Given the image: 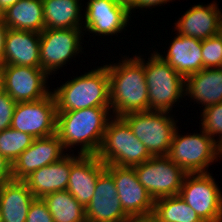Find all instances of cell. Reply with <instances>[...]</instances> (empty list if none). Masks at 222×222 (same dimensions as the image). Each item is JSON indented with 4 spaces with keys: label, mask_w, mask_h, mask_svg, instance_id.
I'll list each match as a JSON object with an SVG mask.
<instances>
[{
    "label": "cell",
    "mask_w": 222,
    "mask_h": 222,
    "mask_svg": "<svg viewBox=\"0 0 222 222\" xmlns=\"http://www.w3.org/2000/svg\"><path fill=\"white\" fill-rule=\"evenodd\" d=\"M34 139L33 136L11 127L0 131V155L13 164L19 155L32 145Z\"/></svg>",
    "instance_id": "cell-28"
},
{
    "label": "cell",
    "mask_w": 222,
    "mask_h": 222,
    "mask_svg": "<svg viewBox=\"0 0 222 222\" xmlns=\"http://www.w3.org/2000/svg\"><path fill=\"white\" fill-rule=\"evenodd\" d=\"M85 210L87 222H127L129 219L118 198L113 176L106 169L98 176L94 195Z\"/></svg>",
    "instance_id": "cell-15"
},
{
    "label": "cell",
    "mask_w": 222,
    "mask_h": 222,
    "mask_svg": "<svg viewBox=\"0 0 222 222\" xmlns=\"http://www.w3.org/2000/svg\"><path fill=\"white\" fill-rule=\"evenodd\" d=\"M2 90V74H1V67H0V91Z\"/></svg>",
    "instance_id": "cell-39"
},
{
    "label": "cell",
    "mask_w": 222,
    "mask_h": 222,
    "mask_svg": "<svg viewBox=\"0 0 222 222\" xmlns=\"http://www.w3.org/2000/svg\"><path fill=\"white\" fill-rule=\"evenodd\" d=\"M83 28L43 29L40 33V68L49 76L82 53ZM80 51V52H79ZM72 58V59H70Z\"/></svg>",
    "instance_id": "cell-10"
},
{
    "label": "cell",
    "mask_w": 222,
    "mask_h": 222,
    "mask_svg": "<svg viewBox=\"0 0 222 222\" xmlns=\"http://www.w3.org/2000/svg\"><path fill=\"white\" fill-rule=\"evenodd\" d=\"M204 108L222 102V67L203 68L185 78V97Z\"/></svg>",
    "instance_id": "cell-22"
},
{
    "label": "cell",
    "mask_w": 222,
    "mask_h": 222,
    "mask_svg": "<svg viewBox=\"0 0 222 222\" xmlns=\"http://www.w3.org/2000/svg\"><path fill=\"white\" fill-rule=\"evenodd\" d=\"M35 199L23 180H10L0 185L2 222H26L28 210Z\"/></svg>",
    "instance_id": "cell-23"
},
{
    "label": "cell",
    "mask_w": 222,
    "mask_h": 222,
    "mask_svg": "<svg viewBox=\"0 0 222 222\" xmlns=\"http://www.w3.org/2000/svg\"><path fill=\"white\" fill-rule=\"evenodd\" d=\"M222 67V35L202 40V69Z\"/></svg>",
    "instance_id": "cell-30"
},
{
    "label": "cell",
    "mask_w": 222,
    "mask_h": 222,
    "mask_svg": "<svg viewBox=\"0 0 222 222\" xmlns=\"http://www.w3.org/2000/svg\"><path fill=\"white\" fill-rule=\"evenodd\" d=\"M119 63L106 64L109 76L110 110L122 117L131 112L149 111L148 86L141 55L122 57Z\"/></svg>",
    "instance_id": "cell-1"
},
{
    "label": "cell",
    "mask_w": 222,
    "mask_h": 222,
    "mask_svg": "<svg viewBox=\"0 0 222 222\" xmlns=\"http://www.w3.org/2000/svg\"><path fill=\"white\" fill-rule=\"evenodd\" d=\"M42 199L54 222H87L85 207L67 190L47 194Z\"/></svg>",
    "instance_id": "cell-26"
},
{
    "label": "cell",
    "mask_w": 222,
    "mask_h": 222,
    "mask_svg": "<svg viewBox=\"0 0 222 222\" xmlns=\"http://www.w3.org/2000/svg\"><path fill=\"white\" fill-rule=\"evenodd\" d=\"M200 130V133L182 135L177 127L172 138L168 157L186 173H208L211 163L220 159V145Z\"/></svg>",
    "instance_id": "cell-6"
},
{
    "label": "cell",
    "mask_w": 222,
    "mask_h": 222,
    "mask_svg": "<svg viewBox=\"0 0 222 222\" xmlns=\"http://www.w3.org/2000/svg\"><path fill=\"white\" fill-rule=\"evenodd\" d=\"M220 157H222V145H220Z\"/></svg>",
    "instance_id": "cell-40"
},
{
    "label": "cell",
    "mask_w": 222,
    "mask_h": 222,
    "mask_svg": "<svg viewBox=\"0 0 222 222\" xmlns=\"http://www.w3.org/2000/svg\"><path fill=\"white\" fill-rule=\"evenodd\" d=\"M2 65L40 68V33L8 28Z\"/></svg>",
    "instance_id": "cell-20"
},
{
    "label": "cell",
    "mask_w": 222,
    "mask_h": 222,
    "mask_svg": "<svg viewBox=\"0 0 222 222\" xmlns=\"http://www.w3.org/2000/svg\"><path fill=\"white\" fill-rule=\"evenodd\" d=\"M105 167L97 155H82L71 166L66 190L85 208L91 202L98 176Z\"/></svg>",
    "instance_id": "cell-19"
},
{
    "label": "cell",
    "mask_w": 222,
    "mask_h": 222,
    "mask_svg": "<svg viewBox=\"0 0 222 222\" xmlns=\"http://www.w3.org/2000/svg\"><path fill=\"white\" fill-rule=\"evenodd\" d=\"M18 1L19 0H0V11L4 13L9 7Z\"/></svg>",
    "instance_id": "cell-38"
},
{
    "label": "cell",
    "mask_w": 222,
    "mask_h": 222,
    "mask_svg": "<svg viewBox=\"0 0 222 222\" xmlns=\"http://www.w3.org/2000/svg\"><path fill=\"white\" fill-rule=\"evenodd\" d=\"M110 112V107L57 111L56 134L62 141L64 149L72 151L71 147L78 145L81 147L79 154L97 155L107 124L112 118Z\"/></svg>",
    "instance_id": "cell-2"
},
{
    "label": "cell",
    "mask_w": 222,
    "mask_h": 222,
    "mask_svg": "<svg viewBox=\"0 0 222 222\" xmlns=\"http://www.w3.org/2000/svg\"><path fill=\"white\" fill-rule=\"evenodd\" d=\"M204 222H222V192L208 173H187L178 194Z\"/></svg>",
    "instance_id": "cell-8"
},
{
    "label": "cell",
    "mask_w": 222,
    "mask_h": 222,
    "mask_svg": "<svg viewBox=\"0 0 222 222\" xmlns=\"http://www.w3.org/2000/svg\"><path fill=\"white\" fill-rule=\"evenodd\" d=\"M57 108L53 93L41 100L16 103L11 128L34 138L56 134Z\"/></svg>",
    "instance_id": "cell-11"
},
{
    "label": "cell",
    "mask_w": 222,
    "mask_h": 222,
    "mask_svg": "<svg viewBox=\"0 0 222 222\" xmlns=\"http://www.w3.org/2000/svg\"><path fill=\"white\" fill-rule=\"evenodd\" d=\"M105 169L113 176L118 198L129 216L153 212L155 200L139 182L134 167L106 165Z\"/></svg>",
    "instance_id": "cell-14"
},
{
    "label": "cell",
    "mask_w": 222,
    "mask_h": 222,
    "mask_svg": "<svg viewBox=\"0 0 222 222\" xmlns=\"http://www.w3.org/2000/svg\"><path fill=\"white\" fill-rule=\"evenodd\" d=\"M138 180L154 200L179 194L186 172L168 156H153L134 167Z\"/></svg>",
    "instance_id": "cell-9"
},
{
    "label": "cell",
    "mask_w": 222,
    "mask_h": 222,
    "mask_svg": "<svg viewBox=\"0 0 222 222\" xmlns=\"http://www.w3.org/2000/svg\"><path fill=\"white\" fill-rule=\"evenodd\" d=\"M67 153L61 160L35 170L23 181L35 198L67 189L71 166L81 157Z\"/></svg>",
    "instance_id": "cell-18"
},
{
    "label": "cell",
    "mask_w": 222,
    "mask_h": 222,
    "mask_svg": "<svg viewBox=\"0 0 222 222\" xmlns=\"http://www.w3.org/2000/svg\"><path fill=\"white\" fill-rule=\"evenodd\" d=\"M0 67L2 90L17 103L38 101L51 93L46 85L49 75L41 68L16 65Z\"/></svg>",
    "instance_id": "cell-12"
},
{
    "label": "cell",
    "mask_w": 222,
    "mask_h": 222,
    "mask_svg": "<svg viewBox=\"0 0 222 222\" xmlns=\"http://www.w3.org/2000/svg\"><path fill=\"white\" fill-rule=\"evenodd\" d=\"M173 0H138L137 1V9L141 10L143 8H156V6H161L163 4H166L167 2H170ZM141 8V9H140Z\"/></svg>",
    "instance_id": "cell-36"
},
{
    "label": "cell",
    "mask_w": 222,
    "mask_h": 222,
    "mask_svg": "<svg viewBox=\"0 0 222 222\" xmlns=\"http://www.w3.org/2000/svg\"><path fill=\"white\" fill-rule=\"evenodd\" d=\"M175 36L165 56L156 53L186 78L202 69V40L179 33Z\"/></svg>",
    "instance_id": "cell-21"
},
{
    "label": "cell",
    "mask_w": 222,
    "mask_h": 222,
    "mask_svg": "<svg viewBox=\"0 0 222 222\" xmlns=\"http://www.w3.org/2000/svg\"><path fill=\"white\" fill-rule=\"evenodd\" d=\"M86 4L83 16V30L86 33L88 31L99 36H114L127 30L131 13L116 0H88Z\"/></svg>",
    "instance_id": "cell-13"
},
{
    "label": "cell",
    "mask_w": 222,
    "mask_h": 222,
    "mask_svg": "<svg viewBox=\"0 0 222 222\" xmlns=\"http://www.w3.org/2000/svg\"><path fill=\"white\" fill-rule=\"evenodd\" d=\"M152 156H168L176 121L169 112L140 111L122 116Z\"/></svg>",
    "instance_id": "cell-7"
},
{
    "label": "cell",
    "mask_w": 222,
    "mask_h": 222,
    "mask_svg": "<svg viewBox=\"0 0 222 222\" xmlns=\"http://www.w3.org/2000/svg\"><path fill=\"white\" fill-rule=\"evenodd\" d=\"M127 222H160L158 217L153 213L130 216Z\"/></svg>",
    "instance_id": "cell-35"
},
{
    "label": "cell",
    "mask_w": 222,
    "mask_h": 222,
    "mask_svg": "<svg viewBox=\"0 0 222 222\" xmlns=\"http://www.w3.org/2000/svg\"><path fill=\"white\" fill-rule=\"evenodd\" d=\"M16 103L5 91H0V131L11 127Z\"/></svg>",
    "instance_id": "cell-31"
},
{
    "label": "cell",
    "mask_w": 222,
    "mask_h": 222,
    "mask_svg": "<svg viewBox=\"0 0 222 222\" xmlns=\"http://www.w3.org/2000/svg\"><path fill=\"white\" fill-rule=\"evenodd\" d=\"M64 152V153H63ZM62 141L57 134L44 138H35L12 164L14 180H24L35 170L61 160L65 154Z\"/></svg>",
    "instance_id": "cell-16"
},
{
    "label": "cell",
    "mask_w": 222,
    "mask_h": 222,
    "mask_svg": "<svg viewBox=\"0 0 222 222\" xmlns=\"http://www.w3.org/2000/svg\"><path fill=\"white\" fill-rule=\"evenodd\" d=\"M0 222H2V215H1V210H0Z\"/></svg>",
    "instance_id": "cell-41"
},
{
    "label": "cell",
    "mask_w": 222,
    "mask_h": 222,
    "mask_svg": "<svg viewBox=\"0 0 222 222\" xmlns=\"http://www.w3.org/2000/svg\"><path fill=\"white\" fill-rule=\"evenodd\" d=\"M148 86L149 111L172 112L177 101L185 96V78L164 61L156 50L144 60Z\"/></svg>",
    "instance_id": "cell-5"
},
{
    "label": "cell",
    "mask_w": 222,
    "mask_h": 222,
    "mask_svg": "<svg viewBox=\"0 0 222 222\" xmlns=\"http://www.w3.org/2000/svg\"><path fill=\"white\" fill-rule=\"evenodd\" d=\"M153 213L160 222H204L179 195L155 200Z\"/></svg>",
    "instance_id": "cell-27"
},
{
    "label": "cell",
    "mask_w": 222,
    "mask_h": 222,
    "mask_svg": "<svg viewBox=\"0 0 222 222\" xmlns=\"http://www.w3.org/2000/svg\"><path fill=\"white\" fill-rule=\"evenodd\" d=\"M221 29L222 13L214 1L193 5L175 23L177 33L200 40L220 34Z\"/></svg>",
    "instance_id": "cell-17"
},
{
    "label": "cell",
    "mask_w": 222,
    "mask_h": 222,
    "mask_svg": "<svg viewBox=\"0 0 222 222\" xmlns=\"http://www.w3.org/2000/svg\"><path fill=\"white\" fill-rule=\"evenodd\" d=\"M10 180H13L12 164L0 155V185Z\"/></svg>",
    "instance_id": "cell-33"
},
{
    "label": "cell",
    "mask_w": 222,
    "mask_h": 222,
    "mask_svg": "<svg viewBox=\"0 0 222 222\" xmlns=\"http://www.w3.org/2000/svg\"><path fill=\"white\" fill-rule=\"evenodd\" d=\"M97 156L105 165L123 167H135L153 157L128 123L116 116L107 124Z\"/></svg>",
    "instance_id": "cell-4"
},
{
    "label": "cell",
    "mask_w": 222,
    "mask_h": 222,
    "mask_svg": "<svg viewBox=\"0 0 222 222\" xmlns=\"http://www.w3.org/2000/svg\"><path fill=\"white\" fill-rule=\"evenodd\" d=\"M202 111V119H200L202 121V130L219 145H222V102L203 108ZM215 136L218 137L217 140L214 138Z\"/></svg>",
    "instance_id": "cell-29"
},
{
    "label": "cell",
    "mask_w": 222,
    "mask_h": 222,
    "mask_svg": "<svg viewBox=\"0 0 222 222\" xmlns=\"http://www.w3.org/2000/svg\"><path fill=\"white\" fill-rule=\"evenodd\" d=\"M57 111H76L91 107H110L109 76L106 65L66 81L51 91Z\"/></svg>",
    "instance_id": "cell-3"
},
{
    "label": "cell",
    "mask_w": 222,
    "mask_h": 222,
    "mask_svg": "<svg viewBox=\"0 0 222 222\" xmlns=\"http://www.w3.org/2000/svg\"><path fill=\"white\" fill-rule=\"evenodd\" d=\"M26 222H54L42 198H35L33 200L28 210Z\"/></svg>",
    "instance_id": "cell-32"
},
{
    "label": "cell",
    "mask_w": 222,
    "mask_h": 222,
    "mask_svg": "<svg viewBox=\"0 0 222 222\" xmlns=\"http://www.w3.org/2000/svg\"><path fill=\"white\" fill-rule=\"evenodd\" d=\"M8 31V26L4 23L2 17H0V65L3 64L4 49H5V38Z\"/></svg>",
    "instance_id": "cell-34"
},
{
    "label": "cell",
    "mask_w": 222,
    "mask_h": 222,
    "mask_svg": "<svg viewBox=\"0 0 222 222\" xmlns=\"http://www.w3.org/2000/svg\"><path fill=\"white\" fill-rule=\"evenodd\" d=\"M80 0H42L45 29L83 28Z\"/></svg>",
    "instance_id": "cell-25"
},
{
    "label": "cell",
    "mask_w": 222,
    "mask_h": 222,
    "mask_svg": "<svg viewBox=\"0 0 222 222\" xmlns=\"http://www.w3.org/2000/svg\"><path fill=\"white\" fill-rule=\"evenodd\" d=\"M137 1L138 0H116L117 3L125 6L131 14L133 10L137 9Z\"/></svg>",
    "instance_id": "cell-37"
},
{
    "label": "cell",
    "mask_w": 222,
    "mask_h": 222,
    "mask_svg": "<svg viewBox=\"0 0 222 222\" xmlns=\"http://www.w3.org/2000/svg\"><path fill=\"white\" fill-rule=\"evenodd\" d=\"M10 29L41 33L45 29L42 0H19L2 15Z\"/></svg>",
    "instance_id": "cell-24"
}]
</instances>
